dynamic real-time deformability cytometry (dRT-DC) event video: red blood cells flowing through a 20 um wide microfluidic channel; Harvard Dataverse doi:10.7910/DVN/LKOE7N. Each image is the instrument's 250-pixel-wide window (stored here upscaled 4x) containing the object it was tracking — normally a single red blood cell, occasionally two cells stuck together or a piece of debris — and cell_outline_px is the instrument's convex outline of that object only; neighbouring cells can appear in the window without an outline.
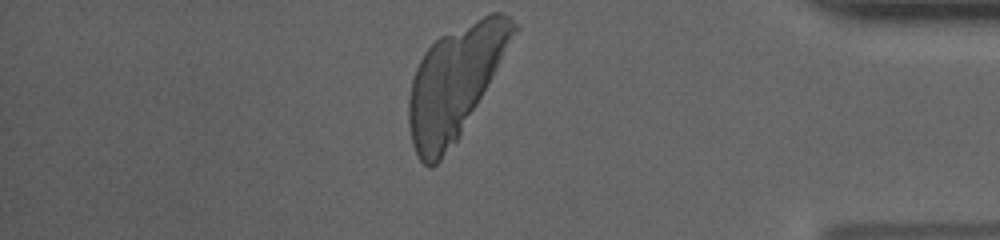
{"species": "human", "species_latin": "Homo sapiens", "temperature_condition": "cold", "stored_images_in_passage": 39, "camera_frame_rate_fps": 3000, "um_per_image_px": 0.085, "donor": {"sex": "male"}, "frame": {"image": 1, "passage_image": 39, "time_ms": 12.667, "image_size_px": [1000, 240], "cell_outline_px": [[516, 32], [460, 136], [440, 160], [432, 168], [428, 168], [420, 160], [412, 144], [408, 124], [408, 96], [412, 80], [416, 68], [424, 52], [440, 36], [492, 12], [504, 12], [516, 24]], "centroid_in_image_um": [38.62, 7.03], "position_along_channel_um": 396.6, "area_um2": 66.99}}